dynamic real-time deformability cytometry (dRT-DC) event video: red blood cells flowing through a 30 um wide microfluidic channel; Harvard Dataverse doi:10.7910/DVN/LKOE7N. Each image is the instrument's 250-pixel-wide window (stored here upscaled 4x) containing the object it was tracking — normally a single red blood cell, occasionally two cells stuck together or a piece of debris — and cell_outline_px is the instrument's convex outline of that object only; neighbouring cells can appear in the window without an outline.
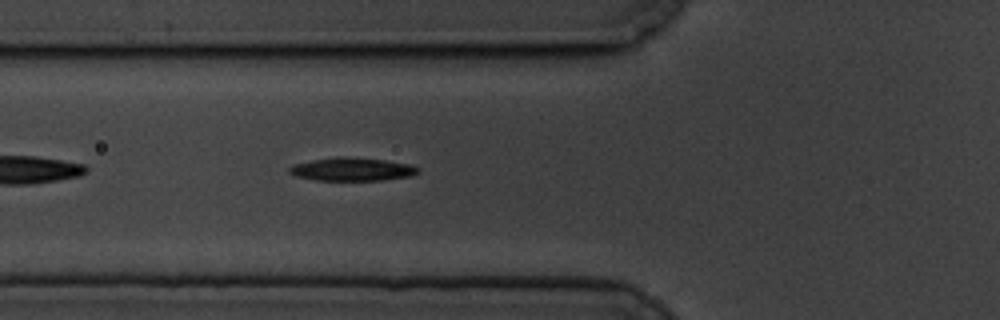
{"species": "common noctule bat (a hibernating species)", "species_latin": "Nyctalus noctula", "temperature_condition": "cold", "stored_images_in_passage": 40, "camera_frame_rate_fps": 3000, "um_per_image_px": 0.085, "animal": {"sex": "male", "body_mass_g": 19.5, "forearm_length_mm": 54.6}, "frame": {"image": 1, "passage_image": 6, "time_ms": 1.667, "image_size_px": [1000, 320], "cell_outline_px": [[420, 172], [412, 176], [380, 180], [316, 180], [296, 176], [288, 172], [288, 168], [292, 164], [312, 160], [340, 156], [344, 156], [384, 160], [408, 164], [420, 168]], "centroid_in_image_um": [29.91, 14.38], "position_along_channel_um": 95.9, "area_um2": 17.4}}
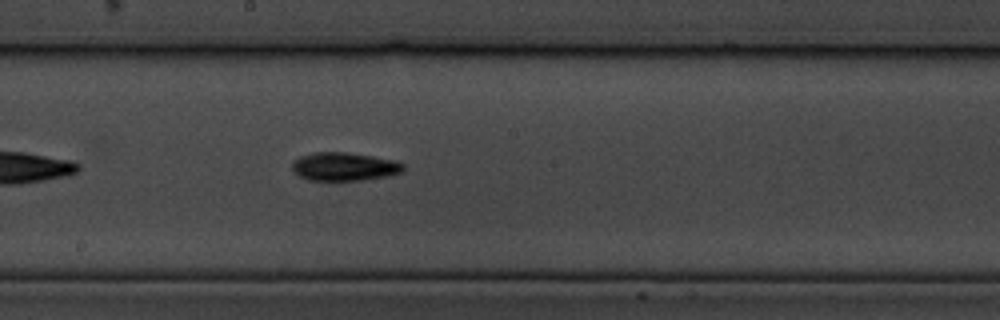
{"frame": {"image": 2, "passage_image": 17, "time_ms": 5.333, "image_size_px": [1000, 320], "cell_outline_px": [[404, 168], [400, 172], [388, 176], [360, 180], [308, 180], [300, 176], [292, 168], [292, 160], [300, 156], [312, 152], [344, 152], [372, 156], [396, 160], [404, 164]], "centroid_in_image_um": [29.25, 14.15], "position_along_channel_um": 219.0, "area_um2": 18.32}}
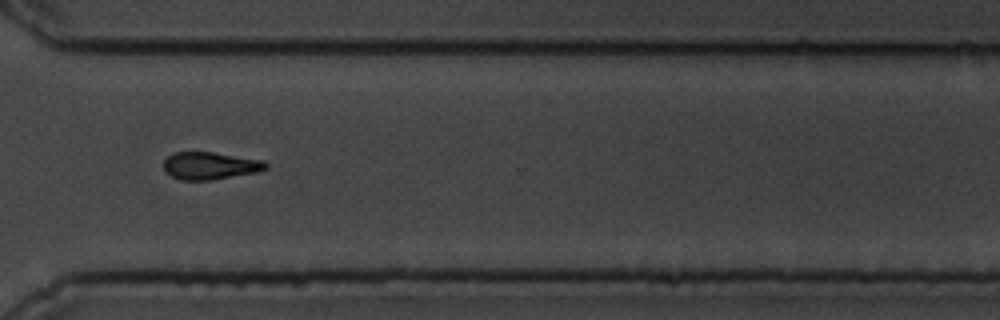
{"frame": {"image": 3, "passage_image": 29, "time_ms": 9.333, "image_size_px": [1000, 320], "cell_outline_px": [[268, 168], [260, 172], [212, 180], [180, 180], [172, 176], [164, 168], [164, 160], [168, 156], [176, 152], [212, 152], [264, 160], [268, 164]], "centroid_in_image_um": [17.91, 14.09], "position_along_channel_um": 352.7, "area_um2": 16.42}}